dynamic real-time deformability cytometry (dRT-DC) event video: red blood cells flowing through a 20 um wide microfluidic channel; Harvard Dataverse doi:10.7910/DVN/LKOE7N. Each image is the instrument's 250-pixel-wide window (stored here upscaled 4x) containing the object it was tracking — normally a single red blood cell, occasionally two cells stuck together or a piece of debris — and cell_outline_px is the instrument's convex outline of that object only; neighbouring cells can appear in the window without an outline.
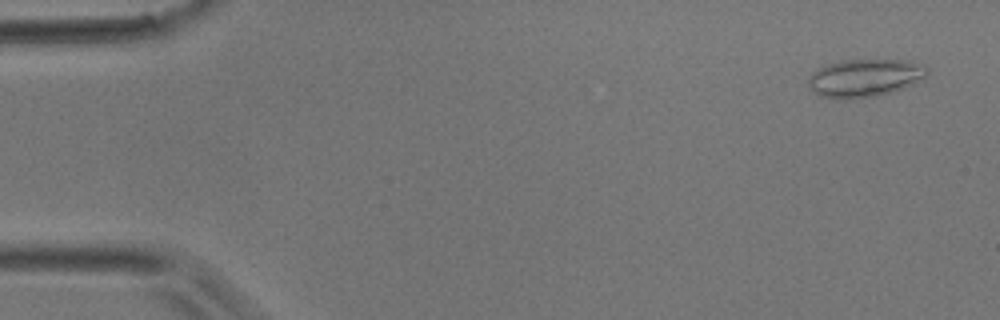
{"species": "common noctule bat (a hibernating species)", "species_latin": "Nyctalus noctula", "temperature_condition": "room temperature", "stored_images_in_passage": 44, "camera_frame_rate_fps": 3000, "um_per_image_px": 0.085, "animal": {"sex": "male", "body_mass_g": 17.9}, "frame": {"image": 1, "passage_image": 2, "time_ms": 0.333, "image_size_px": [1000, 320], "cell_outline_px": [[928, 76], [924, 80], [876, 96], [848, 100], [820, 96], [808, 84], [808, 80], [812, 72], [816, 68], [840, 60], [908, 60], [924, 64], [928, 68]], "centroid_in_image_um": [73.53, 6.61], "position_along_channel_um": 11.5, "area_um2": 26.36}}
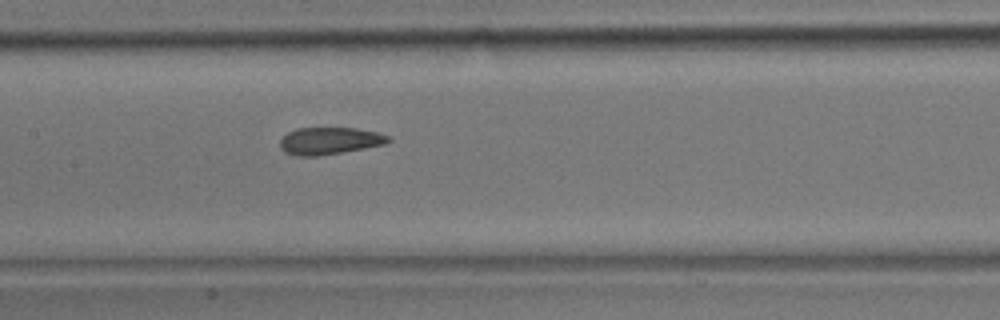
{"frame": {"image": 2, "passage_image": 21, "time_ms": 6.667, "image_size_px": [1000, 320], "cell_outline_px": [[392, 140], [384, 144], [364, 148], [316, 156], [296, 156], [284, 152], [280, 148], [280, 140], [288, 132], [296, 128], [356, 128], [376, 132], [388, 136]], "centroid_in_image_um": [27.97, 11.97], "position_along_channel_um": 179.4, "area_um2": 16.99}}
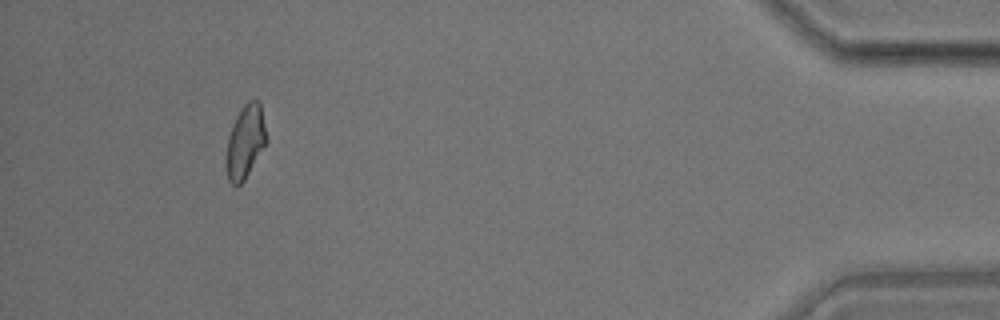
{"frame": {"image": 3, "passage_image": 41, "time_ms": 13.333, "image_size_px": [1000, 320], "cell_outline_px": [[268, 140], [244, 180], [240, 184], [232, 184], [228, 180], [224, 160], [228, 136], [236, 116], [244, 104], [248, 100], [260, 100]], "centroid_in_image_um": [20.84, 12.03], "position_along_channel_um": 414.4, "area_um2": 17.34}}